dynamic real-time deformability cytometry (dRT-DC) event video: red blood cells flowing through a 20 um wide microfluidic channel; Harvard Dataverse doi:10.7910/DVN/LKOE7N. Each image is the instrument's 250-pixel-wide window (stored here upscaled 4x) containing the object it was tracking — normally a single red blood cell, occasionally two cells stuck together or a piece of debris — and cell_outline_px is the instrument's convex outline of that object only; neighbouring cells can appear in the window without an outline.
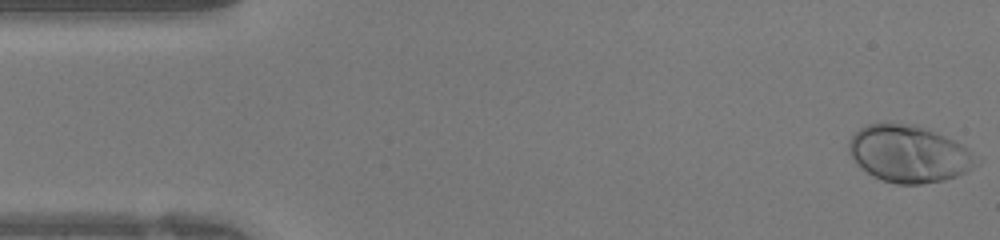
{"species": "human", "species_latin": "Homo sapiens", "temperature_condition": "warm", "stored_images_in_passage": 42, "camera_frame_rate_fps": 3000, "um_per_image_px": 0.085, "donor": {"sex": "female"}, "frame": {"image": 1, "passage_image": 1, "time_ms": 0.0, "image_size_px": [1000, 240], "cell_outline_px": [[984, 160], [980, 164], [956, 176], [944, 180], [920, 184], [896, 184], [872, 176], [856, 164], [848, 152], [848, 144], [852, 136], [860, 128], [868, 124], [888, 120], [916, 124], [944, 136], [968, 148]], "centroid_in_image_um": [77.26, 13.05], "position_along_channel_um": 7.7, "area_um2": 43.06}}
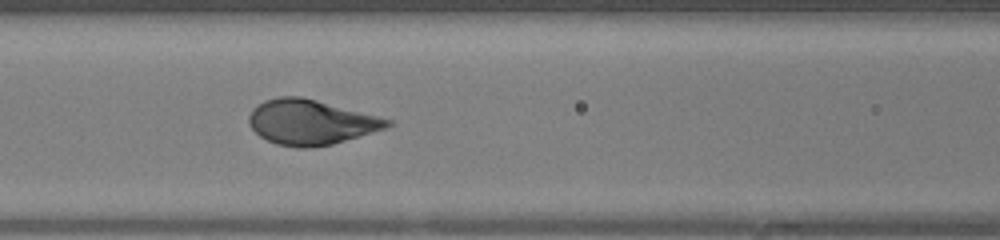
{"frame": {"image": 2, "passage_image": 17, "time_ms": 5.333, "image_size_px": [1000, 240], "cell_outline_px": [[392, 124], [388, 128], [332, 144], [312, 148], [296, 148], [276, 144], [260, 136], [248, 124], [248, 116], [252, 108], [264, 100], [280, 96], [300, 96], [316, 100], [392, 120]], "centroid_in_image_um": [26.39, 10.39], "position_along_channel_um": 140.2, "area_um2": 36.24}}
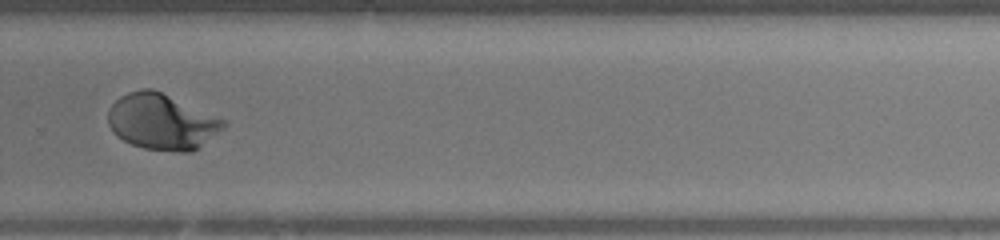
{"frame": {"image": 3, "passage_image": 28, "time_ms": 9.0, "image_size_px": [1000, 240], "cell_outline_px": [[228, 124], [224, 128], [192, 152], [176, 152], [144, 148], [132, 144], [116, 136], [112, 132], [108, 124], [108, 108], [120, 96], [128, 92], [140, 88], [152, 88], [224, 120]], "centroid_in_image_um": [13.71, 10.35], "position_along_channel_um": 316.1, "area_um2": 37.34}}